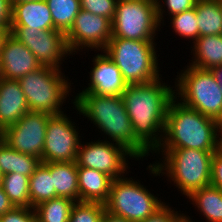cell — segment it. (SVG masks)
<instances>
[{
  "label": "cell",
  "instance_id": "obj_1",
  "mask_svg": "<svg viewBox=\"0 0 222 222\" xmlns=\"http://www.w3.org/2000/svg\"><path fill=\"white\" fill-rule=\"evenodd\" d=\"M160 77L146 84L127 85L122 93L135 137L151 152L162 143L169 104L175 98V86Z\"/></svg>",
  "mask_w": 222,
  "mask_h": 222
},
{
  "label": "cell",
  "instance_id": "obj_2",
  "mask_svg": "<svg viewBox=\"0 0 222 222\" xmlns=\"http://www.w3.org/2000/svg\"><path fill=\"white\" fill-rule=\"evenodd\" d=\"M72 97L68 98L67 102L71 100L73 109L77 111L79 117L82 115L85 119H89L88 122L98 128V132L103 134L102 140L110 142L112 140L113 143L124 146L138 161H144L143 158L147 159L148 155L150 156V151L135 137L121 95L77 93Z\"/></svg>",
  "mask_w": 222,
  "mask_h": 222
},
{
  "label": "cell",
  "instance_id": "obj_3",
  "mask_svg": "<svg viewBox=\"0 0 222 222\" xmlns=\"http://www.w3.org/2000/svg\"><path fill=\"white\" fill-rule=\"evenodd\" d=\"M214 152L191 148L157 149L152 156L160 154L162 159L158 157L159 160L147 165L146 170L152 177L166 175V180L187 198L194 191L210 185Z\"/></svg>",
  "mask_w": 222,
  "mask_h": 222
},
{
  "label": "cell",
  "instance_id": "obj_4",
  "mask_svg": "<svg viewBox=\"0 0 222 222\" xmlns=\"http://www.w3.org/2000/svg\"><path fill=\"white\" fill-rule=\"evenodd\" d=\"M219 122L174 98L166 115L164 135L158 149L191 148L218 150Z\"/></svg>",
  "mask_w": 222,
  "mask_h": 222
},
{
  "label": "cell",
  "instance_id": "obj_5",
  "mask_svg": "<svg viewBox=\"0 0 222 222\" xmlns=\"http://www.w3.org/2000/svg\"><path fill=\"white\" fill-rule=\"evenodd\" d=\"M155 41L111 37L103 50L116 64L127 85L146 84L163 77ZM158 56V57H157Z\"/></svg>",
  "mask_w": 222,
  "mask_h": 222
},
{
  "label": "cell",
  "instance_id": "obj_6",
  "mask_svg": "<svg viewBox=\"0 0 222 222\" xmlns=\"http://www.w3.org/2000/svg\"><path fill=\"white\" fill-rule=\"evenodd\" d=\"M62 72L60 69L42 66L18 79L30 111L50 115L65 112L62 105L68 97L71 98V86H74L71 84L74 83L69 82L70 78Z\"/></svg>",
  "mask_w": 222,
  "mask_h": 222
},
{
  "label": "cell",
  "instance_id": "obj_7",
  "mask_svg": "<svg viewBox=\"0 0 222 222\" xmlns=\"http://www.w3.org/2000/svg\"><path fill=\"white\" fill-rule=\"evenodd\" d=\"M174 80L175 98L185 106L220 122L222 119V92L219 82L210 70L187 64Z\"/></svg>",
  "mask_w": 222,
  "mask_h": 222
},
{
  "label": "cell",
  "instance_id": "obj_8",
  "mask_svg": "<svg viewBox=\"0 0 222 222\" xmlns=\"http://www.w3.org/2000/svg\"><path fill=\"white\" fill-rule=\"evenodd\" d=\"M127 175L113 180L105 211L131 222H141L153 215L164 204L158 194L154 195L146 186ZM135 178V179H133Z\"/></svg>",
  "mask_w": 222,
  "mask_h": 222
},
{
  "label": "cell",
  "instance_id": "obj_9",
  "mask_svg": "<svg viewBox=\"0 0 222 222\" xmlns=\"http://www.w3.org/2000/svg\"><path fill=\"white\" fill-rule=\"evenodd\" d=\"M160 25L155 0H118L112 20V37L155 41Z\"/></svg>",
  "mask_w": 222,
  "mask_h": 222
},
{
  "label": "cell",
  "instance_id": "obj_10",
  "mask_svg": "<svg viewBox=\"0 0 222 222\" xmlns=\"http://www.w3.org/2000/svg\"><path fill=\"white\" fill-rule=\"evenodd\" d=\"M100 139L85 143L81 141L76 158L77 167L101 171L114 180L127 175L131 167L127 159L138 161L136 157L124 146Z\"/></svg>",
  "mask_w": 222,
  "mask_h": 222
},
{
  "label": "cell",
  "instance_id": "obj_11",
  "mask_svg": "<svg viewBox=\"0 0 222 222\" xmlns=\"http://www.w3.org/2000/svg\"><path fill=\"white\" fill-rule=\"evenodd\" d=\"M64 112L52 115L47 121L45 142L42 152L44 162H76L83 137L77 123ZM77 127V128H76ZM81 135V136H80Z\"/></svg>",
  "mask_w": 222,
  "mask_h": 222
},
{
  "label": "cell",
  "instance_id": "obj_12",
  "mask_svg": "<svg viewBox=\"0 0 222 222\" xmlns=\"http://www.w3.org/2000/svg\"><path fill=\"white\" fill-rule=\"evenodd\" d=\"M9 33L24 44L42 66L62 70L61 65L66 57L72 55L67 47L65 34L58 30L10 27Z\"/></svg>",
  "mask_w": 222,
  "mask_h": 222
},
{
  "label": "cell",
  "instance_id": "obj_13",
  "mask_svg": "<svg viewBox=\"0 0 222 222\" xmlns=\"http://www.w3.org/2000/svg\"><path fill=\"white\" fill-rule=\"evenodd\" d=\"M65 37L72 56L84 50L87 53L90 49L101 51L112 37V22L106 17L80 10Z\"/></svg>",
  "mask_w": 222,
  "mask_h": 222
},
{
  "label": "cell",
  "instance_id": "obj_14",
  "mask_svg": "<svg viewBox=\"0 0 222 222\" xmlns=\"http://www.w3.org/2000/svg\"><path fill=\"white\" fill-rule=\"evenodd\" d=\"M51 116L29 111L2 132V140L12 149L39 158L42 162L47 121Z\"/></svg>",
  "mask_w": 222,
  "mask_h": 222
},
{
  "label": "cell",
  "instance_id": "obj_15",
  "mask_svg": "<svg viewBox=\"0 0 222 222\" xmlns=\"http://www.w3.org/2000/svg\"><path fill=\"white\" fill-rule=\"evenodd\" d=\"M42 67L35 55L9 32L0 46V77L18 80Z\"/></svg>",
  "mask_w": 222,
  "mask_h": 222
},
{
  "label": "cell",
  "instance_id": "obj_16",
  "mask_svg": "<svg viewBox=\"0 0 222 222\" xmlns=\"http://www.w3.org/2000/svg\"><path fill=\"white\" fill-rule=\"evenodd\" d=\"M100 52L92 58L93 67L88 72L90 76L88 86L78 92L107 96L122 95L127 83L112 59L103 50Z\"/></svg>",
  "mask_w": 222,
  "mask_h": 222
},
{
  "label": "cell",
  "instance_id": "obj_17",
  "mask_svg": "<svg viewBox=\"0 0 222 222\" xmlns=\"http://www.w3.org/2000/svg\"><path fill=\"white\" fill-rule=\"evenodd\" d=\"M26 97L18 80L0 77V130L14 125L29 112Z\"/></svg>",
  "mask_w": 222,
  "mask_h": 222
},
{
  "label": "cell",
  "instance_id": "obj_18",
  "mask_svg": "<svg viewBox=\"0 0 222 222\" xmlns=\"http://www.w3.org/2000/svg\"><path fill=\"white\" fill-rule=\"evenodd\" d=\"M10 27H27L33 30H54L51 11L46 0L11 4Z\"/></svg>",
  "mask_w": 222,
  "mask_h": 222
},
{
  "label": "cell",
  "instance_id": "obj_19",
  "mask_svg": "<svg viewBox=\"0 0 222 222\" xmlns=\"http://www.w3.org/2000/svg\"><path fill=\"white\" fill-rule=\"evenodd\" d=\"M113 180L101 171L78 167L79 201L105 203L108 200Z\"/></svg>",
  "mask_w": 222,
  "mask_h": 222
},
{
  "label": "cell",
  "instance_id": "obj_20",
  "mask_svg": "<svg viewBox=\"0 0 222 222\" xmlns=\"http://www.w3.org/2000/svg\"><path fill=\"white\" fill-rule=\"evenodd\" d=\"M191 46L190 55L193 57L188 65L204 70L222 65V34L200 36Z\"/></svg>",
  "mask_w": 222,
  "mask_h": 222
},
{
  "label": "cell",
  "instance_id": "obj_21",
  "mask_svg": "<svg viewBox=\"0 0 222 222\" xmlns=\"http://www.w3.org/2000/svg\"><path fill=\"white\" fill-rule=\"evenodd\" d=\"M53 177L57 197L79 201L78 167L76 162H44Z\"/></svg>",
  "mask_w": 222,
  "mask_h": 222
},
{
  "label": "cell",
  "instance_id": "obj_22",
  "mask_svg": "<svg viewBox=\"0 0 222 222\" xmlns=\"http://www.w3.org/2000/svg\"><path fill=\"white\" fill-rule=\"evenodd\" d=\"M187 199L206 222H222V191L208 185L194 191Z\"/></svg>",
  "mask_w": 222,
  "mask_h": 222
},
{
  "label": "cell",
  "instance_id": "obj_23",
  "mask_svg": "<svg viewBox=\"0 0 222 222\" xmlns=\"http://www.w3.org/2000/svg\"><path fill=\"white\" fill-rule=\"evenodd\" d=\"M41 160L12 149L2 139L0 140V175L19 173L30 177Z\"/></svg>",
  "mask_w": 222,
  "mask_h": 222
},
{
  "label": "cell",
  "instance_id": "obj_24",
  "mask_svg": "<svg viewBox=\"0 0 222 222\" xmlns=\"http://www.w3.org/2000/svg\"><path fill=\"white\" fill-rule=\"evenodd\" d=\"M199 37L222 34V0H197Z\"/></svg>",
  "mask_w": 222,
  "mask_h": 222
},
{
  "label": "cell",
  "instance_id": "obj_25",
  "mask_svg": "<svg viewBox=\"0 0 222 222\" xmlns=\"http://www.w3.org/2000/svg\"><path fill=\"white\" fill-rule=\"evenodd\" d=\"M29 194L30 208L57 197L53 187V177H51L50 170L42 162L29 177Z\"/></svg>",
  "mask_w": 222,
  "mask_h": 222
},
{
  "label": "cell",
  "instance_id": "obj_26",
  "mask_svg": "<svg viewBox=\"0 0 222 222\" xmlns=\"http://www.w3.org/2000/svg\"><path fill=\"white\" fill-rule=\"evenodd\" d=\"M0 185L14 207L30 208L29 177L19 173L1 176Z\"/></svg>",
  "mask_w": 222,
  "mask_h": 222
},
{
  "label": "cell",
  "instance_id": "obj_27",
  "mask_svg": "<svg viewBox=\"0 0 222 222\" xmlns=\"http://www.w3.org/2000/svg\"><path fill=\"white\" fill-rule=\"evenodd\" d=\"M46 2L51 11L54 30L66 34L81 10L80 0H46Z\"/></svg>",
  "mask_w": 222,
  "mask_h": 222
},
{
  "label": "cell",
  "instance_id": "obj_28",
  "mask_svg": "<svg viewBox=\"0 0 222 222\" xmlns=\"http://www.w3.org/2000/svg\"><path fill=\"white\" fill-rule=\"evenodd\" d=\"M75 201L56 197L43 201L34 207L38 222H69Z\"/></svg>",
  "mask_w": 222,
  "mask_h": 222
},
{
  "label": "cell",
  "instance_id": "obj_29",
  "mask_svg": "<svg viewBox=\"0 0 222 222\" xmlns=\"http://www.w3.org/2000/svg\"><path fill=\"white\" fill-rule=\"evenodd\" d=\"M170 19V25L172 27V32L180 36V38H185L189 42H193L199 37V27L198 18L196 15V8H192L187 11L175 14Z\"/></svg>",
  "mask_w": 222,
  "mask_h": 222
},
{
  "label": "cell",
  "instance_id": "obj_30",
  "mask_svg": "<svg viewBox=\"0 0 222 222\" xmlns=\"http://www.w3.org/2000/svg\"><path fill=\"white\" fill-rule=\"evenodd\" d=\"M104 212V203L78 201L71 209L69 222H100Z\"/></svg>",
  "mask_w": 222,
  "mask_h": 222
},
{
  "label": "cell",
  "instance_id": "obj_31",
  "mask_svg": "<svg viewBox=\"0 0 222 222\" xmlns=\"http://www.w3.org/2000/svg\"><path fill=\"white\" fill-rule=\"evenodd\" d=\"M155 2L158 21L160 25L164 26L165 16L168 15L167 17L169 18L175 14L190 10L195 7L197 0H155Z\"/></svg>",
  "mask_w": 222,
  "mask_h": 222
},
{
  "label": "cell",
  "instance_id": "obj_32",
  "mask_svg": "<svg viewBox=\"0 0 222 222\" xmlns=\"http://www.w3.org/2000/svg\"><path fill=\"white\" fill-rule=\"evenodd\" d=\"M118 0H80L81 10L108 18L111 22L115 16Z\"/></svg>",
  "mask_w": 222,
  "mask_h": 222
},
{
  "label": "cell",
  "instance_id": "obj_33",
  "mask_svg": "<svg viewBox=\"0 0 222 222\" xmlns=\"http://www.w3.org/2000/svg\"><path fill=\"white\" fill-rule=\"evenodd\" d=\"M0 222H38L34 208L14 207L0 217Z\"/></svg>",
  "mask_w": 222,
  "mask_h": 222
},
{
  "label": "cell",
  "instance_id": "obj_34",
  "mask_svg": "<svg viewBox=\"0 0 222 222\" xmlns=\"http://www.w3.org/2000/svg\"><path fill=\"white\" fill-rule=\"evenodd\" d=\"M170 205L171 204H169V202H166L153 215L149 216L147 219L141 222H174L182 214V212L177 211L176 208L174 209Z\"/></svg>",
  "mask_w": 222,
  "mask_h": 222
},
{
  "label": "cell",
  "instance_id": "obj_35",
  "mask_svg": "<svg viewBox=\"0 0 222 222\" xmlns=\"http://www.w3.org/2000/svg\"><path fill=\"white\" fill-rule=\"evenodd\" d=\"M210 185L222 191V152H214L211 160Z\"/></svg>",
  "mask_w": 222,
  "mask_h": 222
},
{
  "label": "cell",
  "instance_id": "obj_36",
  "mask_svg": "<svg viewBox=\"0 0 222 222\" xmlns=\"http://www.w3.org/2000/svg\"><path fill=\"white\" fill-rule=\"evenodd\" d=\"M12 6L10 0H0V27L7 32L10 29Z\"/></svg>",
  "mask_w": 222,
  "mask_h": 222
},
{
  "label": "cell",
  "instance_id": "obj_37",
  "mask_svg": "<svg viewBox=\"0 0 222 222\" xmlns=\"http://www.w3.org/2000/svg\"><path fill=\"white\" fill-rule=\"evenodd\" d=\"M14 205L10 202L8 196L0 185V217L6 212L11 211Z\"/></svg>",
  "mask_w": 222,
  "mask_h": 222
},
{
  "label": "cell",
  "instance_id": "obj_38",
  "mask_svg": "<svg viewBox=\"0 0 222 222\" xmlns=\"http://www.w3.org/2000/svg\"><path fill=\"white\" fill-rule=\"evenodd\" d=\"M100 222H131V221L122 217L115 216L105 211L101 217Z\"/></svg>",
  "mask_w": 222,
  "mask_h": 222
},
{
  "label": "cell",
  "instance_id": "obj_39",
  "mask_svg": "<svg viewBox=\"0 0 222 222\" xmlns=\"http://www.w3.org/2000/svg\"><path fill=\"white\" fill-rule=\"evenodd\" d=\"M210 71L212 72L214 78L219 82L221 92H222V65L216 66V67L210 69Z\"/></svg>",
  "mask_w": 222,
  "mask_h": 222
},
{
  "label": "cell",
  "instance_id": "obj_40",
  "mask_svg": "<svg viewBox=\"0 0 222 222\" xmlns=\"http://www.w3.org/2000/svg\"><path fill=\"white\" fill-rule=\"evenodd\" d=\"M200 222V220H198ZM196 220V222H198ZM174 222H195V220H192V217L189 215H185V213H182Z\"/></svg>",
  "mask_w": 222,
  "mask_h": 222
},
{
  "label": "cell",
  "instance_id": "obj_41",
  "mask_svg": "<svg viewBox=\"0 0 222 222\" xmlns=\"http://www.w3.org/2000/svg\"><path fill=\"white\" fill-rule=\"evenodd\" d=\"M218 150L222 152V122H219Z\"/></svg>",
  "mask_w": 222,
  "mask_h": 222
},
{
  "label": "cell",
  "instance_id": "obj_42",
  "mask_svg": "<svg viewBox=\"0 0 222 222\" xmlns=\"http://www.w3.org/2000/svg\"><path fill=\"white\" fill-rule=\"evenodd\" d=\"M7 33H8V32H7L3 27H0V46H1V42H2L3 37H4Z\"/></svg>",
  "mask_w": 222,
  "mask_h": 222
},
{
  "label": "cell",
  "instance_id": "obj_43",
  "mask_svg": "<svg viewBox=\"0 0 222 222\" xmlns=\"http://www.w3.org/2000/svg\"><path fill=\"white\" fill-rule=\"evenodd\" d=\"M31 1H36V0H10V3L11 4H19V3L31 2Z\"/></svg>",
  "mask_w": 222,
  "mask_h": 222
},
{
  "label": "cell",
  "instance_id": "obj_44",
  "mask_svg": "<svg viewBox=\"0 0 222 222\" xmlns=\"http://www.w3.org/2000/svg\"><path fill=\"white\" fill-rule=\"evenodd\" d=\"M2 139V131L0 130V140Z\"/></svg>",
  "mask_w": 222,
  "mask_h": 222
}]
</instances>
